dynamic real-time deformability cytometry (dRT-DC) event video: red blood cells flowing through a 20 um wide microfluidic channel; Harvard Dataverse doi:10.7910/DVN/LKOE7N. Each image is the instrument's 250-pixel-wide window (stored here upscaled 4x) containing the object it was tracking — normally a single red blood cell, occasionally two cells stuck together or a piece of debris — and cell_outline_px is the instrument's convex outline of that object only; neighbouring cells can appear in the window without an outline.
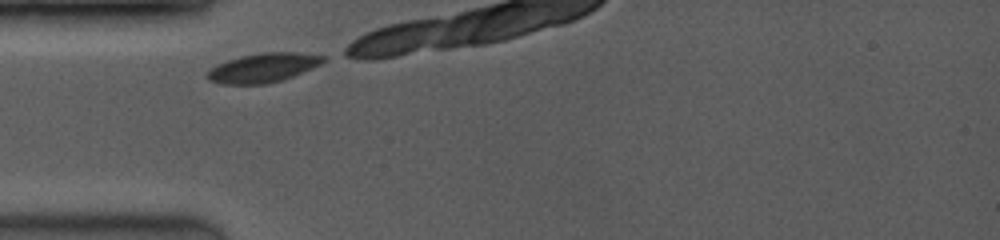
{"species": "common noctule bat (a hibernating species)", "species_latin": "Nyctalus noctula", "temperature_condition": "room temperature", "stored_images_in_passage": 7, "camera_frame_rate_fps": 3500, "um_per_image_px": 0.085, "animal": {"sex": "female", "body_mass_g": 19.0, "forearm_length_mm": 53.3}, "frame": {"image": 1, "passage_image": 1, "time_ms": 0.0, "image_size_px": [1000, 240], "cell_outline_px": [[328, 60], [320, 64], [292, 76], [280, 80], [264, 84], [220, 84], [208, 80], [204, 76], [216, 64], [240, 56], [264, 52], [296, 52], [328, 56]], "centroid_in_image_um": [22.35, 5.75], "position_along_channel_um": 62.6, "area_um2": 19.71}}